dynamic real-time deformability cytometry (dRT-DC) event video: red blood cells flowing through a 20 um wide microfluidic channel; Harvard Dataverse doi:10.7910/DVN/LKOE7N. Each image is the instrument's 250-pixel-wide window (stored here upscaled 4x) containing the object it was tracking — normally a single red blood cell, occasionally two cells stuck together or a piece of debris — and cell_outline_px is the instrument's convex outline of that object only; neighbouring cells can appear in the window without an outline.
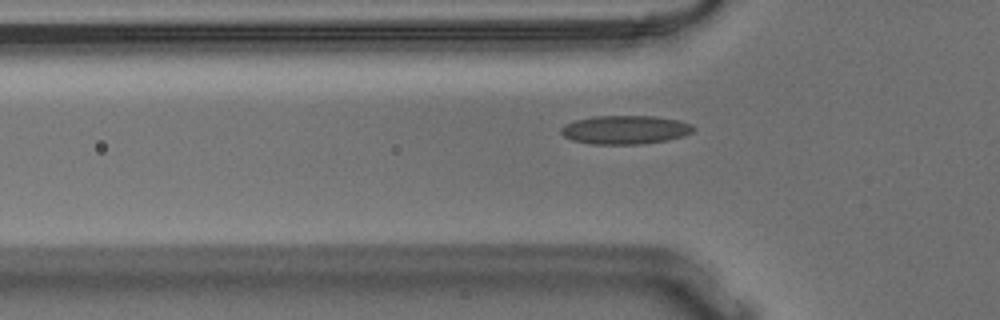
{"species": "Egyptian fruit bat (a non-hibernating species)", "species_latin": "Rousettus aegyptiacus", "temperature_condition": "warm", "stored_images_in_passage": 40, "camera_frame_rate_fps": 3000, "um_per_image_px": 0.085, "animal": {"sex": "male"}, "frame": {"image": 1, "passage_image": 2, "time_ms": 0.333, "image_size_px": [1000, 320], "cell_outline_px": [[696, 128], [692, 132], [684, 136], [668, 140], [640, 144], [592, 144], [572, 140], [564, 136], [560, 132], [560, 128], [576, 120], [592, 116], [652, 116], [680, 120], [692, 124]], "centroid_in_image_um": [53.18, 11.03], "position_along_channel_um": 72.6, "area_um2": 22.14}}
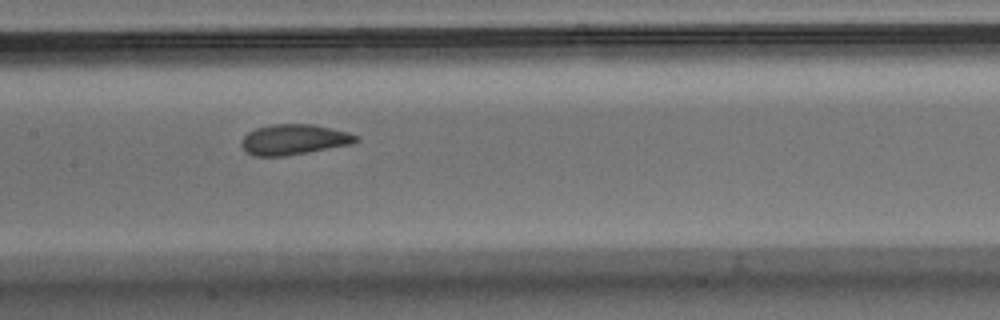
{"frame": {"image": 2, "passage_image": 11, "time_ms": 3.333, "image_size_px": [1000, 320], "cell_outline_px": [[360, 140], [352, 144], [308, 152], [284, 156], [252, 156], [244, 152], [240, 144], [240, 140], [248, 132], [256, 128], [272, 124], [312, 124], [348, 132], [360, 136]], "centroid_in_image_um": [24.96, 11.87], "position_along_channel_um": 182.4, "area_um2": 20.52}}
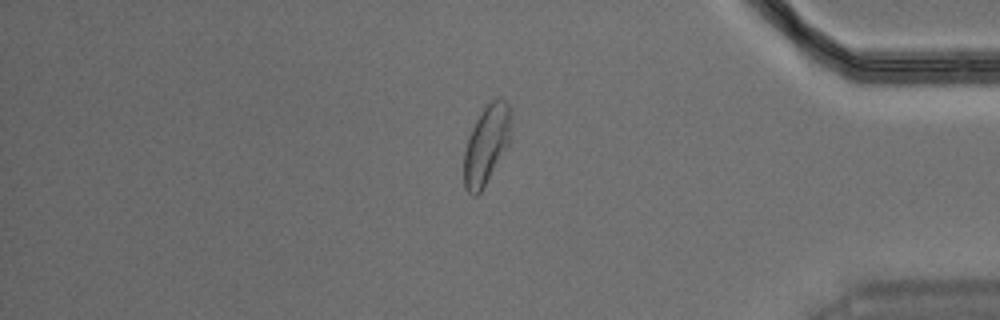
{"frame": {"image": 3, "passage_image": 31, "time_ms": 10.0, "image_size_px": [1000, 320], "cell_outline_px": [[508, 144], [480, 192], [476, 196], [472, 196], [464, 188], [464, 152], [468, 136], [476, 120], [484, 108], [492, 100], [500, 96], [508, 100]], "centroid_in_image_um": [41.29, 12.31], "position_along_channel_um": 393.9, "area_um2": 20.87}, "authors_computed_cell_mechanics": {"area_um2": 20.6924, "velocity_mm_per_s": 3.6137, "shape_relaxation_time_tau1_ms": null, "shape_relaxation_time_tau2_ms": 1.1535, "deformation_change_tau1": null, "deformation_change_tau2": 0.0659}}